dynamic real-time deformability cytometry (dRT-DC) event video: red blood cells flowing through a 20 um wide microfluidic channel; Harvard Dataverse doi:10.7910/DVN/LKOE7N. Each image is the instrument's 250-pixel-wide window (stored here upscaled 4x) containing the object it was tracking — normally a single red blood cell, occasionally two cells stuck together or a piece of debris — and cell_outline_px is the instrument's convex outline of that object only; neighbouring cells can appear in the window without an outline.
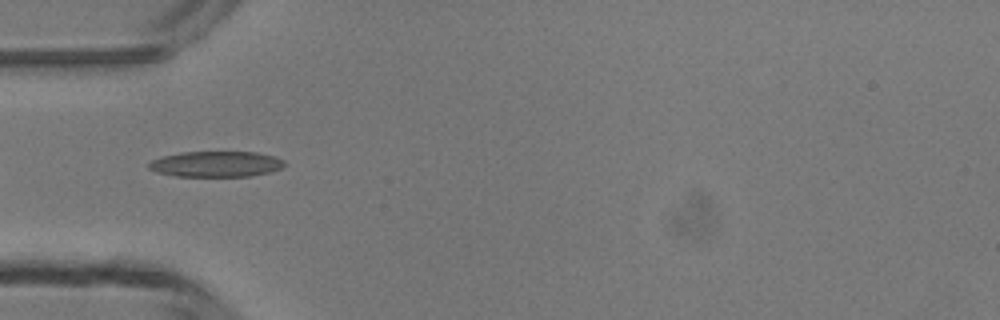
{"species": "common noctule bat (a hibernating species)", "species_latin": "Nyctalus noctula", "temperature_condition": "room temperature", "stored_images_in_passage": 4, "camera_frame_rate_fps": 3000, "um_per_image_px": 0.085, "animal": {"sex": "male", "body_mass_g": 13.3}, "frame": {"image": 1, "passage_image": 3, "time_ms": 2.333, "image_size_px": [1000, 320], "cell_outline_px": [[284, 164], [280, 168], [268, 172], [252, 176], [176, 176], [156, 172], [148, 168], [148, 164], [152, 160], [164, 156], [180, 152], [256, 152], [272, 156], [284, 160]], "centroid_in_image_um": [18.33, 13.94], "position_along_channel_um": 66.7, "area_um2": 20.11}}
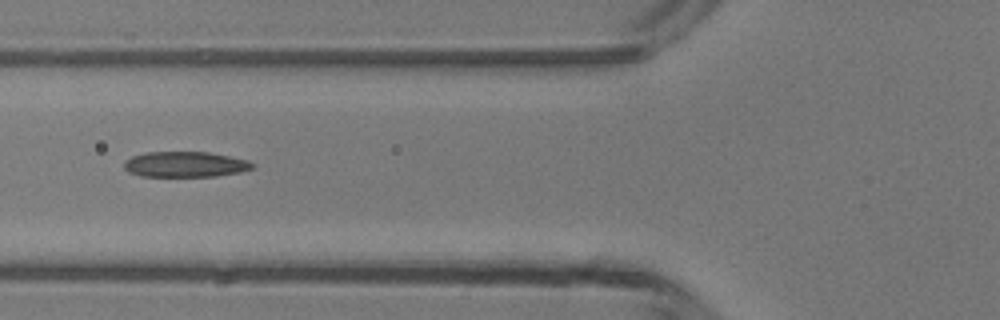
{"frame": {"image": 2, "passage_image": 4, "time_ms": 3.333, "image_size_px": [1000, 320], "cell_outline_px": [[256, 164], [252, 168], [240, 172], [216, 176], [140, 176], [128, 172], [124, 168], [124, 160], [132, 156], [144, 152], [208, 152], [248, 160]], "centroid_in_image_um": [15.71, 13.97], "position_along_channel_um": 110.1, "area_um2": 19.13}}